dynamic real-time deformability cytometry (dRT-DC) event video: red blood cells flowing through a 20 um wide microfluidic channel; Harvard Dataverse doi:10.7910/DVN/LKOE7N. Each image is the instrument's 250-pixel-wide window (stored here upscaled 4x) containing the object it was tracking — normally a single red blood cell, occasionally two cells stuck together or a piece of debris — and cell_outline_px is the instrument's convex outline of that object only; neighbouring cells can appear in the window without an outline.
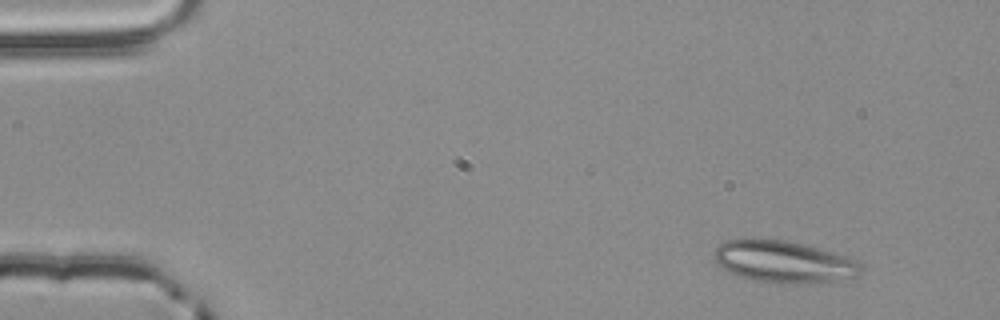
{"species": "common noctule bat (a hibernating species)", "species_latin": "Nyctalus noctula", "temperature_condition": "room temperature", "stored_images_in_passage": 2, "camera_frame_rate_fps": 3000, "um_per_image_px": 0.085, "animal": {"sex": "male", "body_mass_g": 20.4}, "frame": {"image": 1, "passage_image": 1, "time_ms": 0.0, "image_size_px": [1000, 320], "cell_outline_px": [[864, 268], [856, 276], [832, 284], [776, 284], [756, 280], [740, 276], [720, 268], [712, 260], [712, 252], [720, 244], [728, 240], [744, 236], [784, 240], [804, 244], [836, 252], [860, 260]], "centroid_in_image_um": [66.65, 22.25], "position_along_channel_um": 18.3, "area_um2": 37.69}}